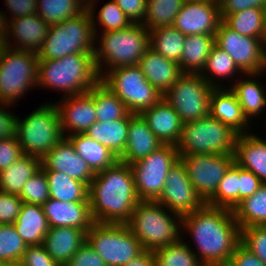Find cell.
Listing matches in <instances>:
<instances>
[{
  "instance_id": "cell-17",
  "label": "cell",
  "mask_w": 266,
  "mask_h": 266,
  "mask_svg": "<svg viewBox=\"0 0 266 266\" xmlns=\"http://www.w3.org/2000/svg\"><path fill=\"white\" fill-rule=\"evenodd\" d=\"M221 22L219 2L185 1L172 26L185 36L194 34L215 35Z\"/></svg>"
},
{
  "instance_id": "cell-2",
  "label": "cell",
  "mask_w": 266,
  "mask_h": 266,
  "mask_svg": "<svg viewBox=\"0 0 266 266\" xmlns=\"http://www.w3.org/2000/svg\"><path fill=\"white\" fill-rule=\"evenodd\" d=\"M95 223L126 224L140 201L131 166L118 160L94 175L88 193Z\"/></svg>"
},
{
  "instance_id": "cell-4",
  "label": "cell",
  "mask_w": 266,
  "mask_h": 266,
  "mask_svg": "<svg viewBox=\"0 0 266 266\" xmlns=\"http://www.w3.org/2000/svg\"><path fill=\"white\" fill-rule=\"evenodd\" d=\"M95 35L96 42L99 41L95 43L98 46L94 59L101 78L114 68L138 65L150 48V32L143 24L133 23L121 30L95 32Z\"/></svg>"
},
{
  "instance_id": "cell-18",
  "label": "cell",
  "mask_w": 266,
  "mask_h": 266,
  "mask_svg": "<svg viewBox=\"0 0 266 266\" xmlns=\"http://www.w3.org/2000/svg\"><path fill=\"white\" fill-rule=\"evenodd\" d=\"M61 117V130L67 137L76 133H85L96 121L94 106V86L81 95L61 97L56 101Z\"/></svg>"
},
{
  "instance_id": "cell-52",
  "label": "cell",
  "mask_w": 266,
  "mask_h": 266,
  "mask_svg": "<svg viewBox=\"0 0 266 266\" xmlns=\"http://www.w3.org/2000/svg\"><path fill=\"white\" fill-rule=\"evenodd\" d=\"M132 23L143 24L147 0H113Z\"/></svg>"
},
{
  "instance_id": "cell-56",
  "label": "cell",
  "mask_w": 266,
  "mask_h": 266,
  "mask_svg": "<svg viewBox=\"0 0 266 266\" xmlns=\"http://www.w3.org/2000/svg\"><path fill=\"white\" fill-rule=\"evenodd\" d=\"M221 14H232L250 8H266V0H218Z\"/></svg>"
},
{
  "instance_id": "cell-14",
  "label": "cell",
  "mask_w": 266,
  "mask_h": 266,
  "mask_svg": "<svg viewBox=\"0 0 266 266\" xmlns=\"http://www.w3.org/2000/svg\"><path fill=\"white\" fill-rule=\"evenodd\" d=\"M189 180L206 203L216 192L219 182L234 164V154H192L180 157Z\"/></svg>"
},
{
  "instance_id": "cell-29",
  "label": "cell",
  "mask_w": 266,
  "mask_h": 266,
  "mask_svg": "<svg viewBox=\"0 0 266 266\" xmlns=\"http://www.w3.org/2000/svg\"><path fill=\"white\" fill-rule=\"evenodd\" d=\"M17 233L27 245L43 244L49 231V223L42 205L23 203L20 213L13 223Z\"/></svg>"
},
{
  "instance_id": "cell-42",
  "label": "cell",
  "mask_w": 266,
  "mask_h": 266,
  "mask_svg": "<svg viewBox=\"0 0 266 266\" xmlns=\"http://www.w3.org/2000/svg\"><path fill=\"white\" fill-rule=\"evenodd\" d=\"M183 238L153 251L156 266H205Z\"/></svg>"
},
{
  "instance_id": "cell-43",
  "label": "cell",
  "mask_w": 266,
  "mask_h": 266,
  "mask_svg": "<svg viewBox=\"0 0 266 266\" xmlns=\"http://www.w3.org/2000/svg\"><path fill=\"white\" fill-rule=\"evenodd\" d=\"M185 0H147L143 25L148 30L172 26Z\"/></svg>"
},
{
  "instance_id": "cell-6",
  "label": "cell",
  "mask_w": 266,
  "mask_h": 266,
  "mask_svg": "<svg viewBox=\"0 0 266 266\" xmlns=\"http://www.w3.org/2000/svg\"><path fill=\"white\" fill-rule=\"evenodd\" d=\"M16 138L24 155L42 159L64 138L56 103H43L24 119L18 117Z\"/></svg>"
},
{
  "instance_id": "cell-13",
  "label": "cell",
  "mask_w": 266,
  "mask_h": 266,
  "mask_svg": "<svg viewBox=\"0 0 266 266\" xmlns=\"http://www.w3.org/2000/svg\"><path fill=\"white\" fill-rule=\"evenodd\" d=\"M213 89L200 74H182L163 98L185 124L209 114Z\"/></svg>"
},
{
  "instance_id": "cell-24",
  "label": "cell",
  "mask_w": 266,
  "mask_h": 266,
  "mask_svg": "<svg viewBox=\"0 0 266 266\" xmlns=\"http://www.w3.org/2000/svg\"><path fill=\"white\" fill-rule=\"evenodd\" d=\"M162 145L142 116L130 113L127 144L119 160L131 165L147 157Z\"/></svg>"
},
{
  "instance_id": "cell-20",
  "label": "cell",
  "mask_w": 266,
  "mask_h": 266,
  "mask_svg": "<svg viewBox=\"0 0 266 266\" xmlns=\"http://www.w3.org/2000/svg\"><path fill=\"white\" fill-rule=\"evenodd\" d=\"M49 28L50 25L38 14L10 19L5 46L38 52L48 35ZM13 44H15L14 47Z\"/></svg>"
},
{
  "instance_id": "cell-33",
  "label": "cell",
  "mask_w": 266,
  "mask_h": 266,
  "mask_svg": "<svg viewBox=\"0 0 266 266\" xmlns=\"http://www.w3.org/2000/svg\"><path fill=\"white\" fill-rule=\"evenodd\" d=\"M238 73L244 75V73L237 67L234 59L223 49L219 48L216 44H214L207 58L204 70L200 75L212 87L226 88V86H223L222 82L220 83L219 81L225 79L227 82V80L229 79L228 82L229 84L231 82L232 86L234 84L232 81L235 82L237 80L236 78L238 77L235 76L238 75Z\"/></svg>"
},
{
  "instance_id": "cell-57",
  "label": "cell",
  "mask_w": 266,
  "mask_h": 266,
  "mask_svg": "<svg viewBox=\"0 0 266 266\" xmlns=\"http://www.w3.org/2000/svg\"><path fill=\"white\" fill-rule=\"evenodd\" d=\"M228 266H266L255 254L250 252L241 243L236 247L231 255Z\"/></svg>"
},
{
  "instance_id": "cell-7",
  "label": "cell",
  "mask_w": 266,
  "mask_h": 266,
  "mask_svg": "<svg viewBox=\"0 0 266 266\" xmlns=\"http://www.w3.org/2000/svg\"><path fill=\"white\" fill-rule=\"evenodd\" d=\"M96 35L91 15L86 9L83 13L50 25L37 55L39 59H60L75 53H94Z\"/></svg>"
},
{
  "instance_id": "cell-40",
  "label": "cell",
  "mask_w": 266,
  "mask_h": 266,
  "mask_svg": "<svg viewBox=\"0 0 266 266\" xmlns=\"http://www.w3.org/2000/svg\"><path fill=\"white\" fill-rule=\"evenodd\" d=\"M97 1L98 0L87 1V9L92 18L94 32H98V26L103 28L100 32H108L121 30L133 24L113 0L101 6L97 15L95 12L96 7H98L96 6L97 4H95ZM96 19L99 21L98 24L96 23Z\"/></svg>"
},
{
  "instance_id": "cell-8",
  "label": "cell",
  "mask_w": 266,
  "mask_h": 266,
  "mask_svg": "<svg viewBox=\"0 0 266 266\" xmlns=\"http://www.w3.org/2000/svg\"><path fill=\"white\" fill-rule=\"evenodd\" d=\"M237 133L210 114L183 124L177 144L179 156L192 154H234Z\"/></svg>"
},
{
  "instance_id": "cell-27",
  "label": "cell",
  "mask_w": 266,
  "mask_h": 266,
  "mask_svg": "<svg viewBox=\"0 0 266 266\" xmlns=\"http://www.w3.org/2000/svg\"><path fill=\"white\" fill-rule=\"evenodd\" d=\"M235 163L253 172L266 183V139L256 133L237 135L234 151Z\"/></svg>"
},
{
  "instance_id": "cell-45",
  "label": "cell",
  "mask_w": 266,
  "mask_h": 266,
  "mask_svg": "<svg viewBox=\"0 0 266 266\" xmlns=\"http://www.w3.org/2000/svg\"><path fill=\"white\" fill-rule=\"evenodd\" d=\"M26 248L14 224H0V264H19Z\"/></svg>"
},
{
  "instance_id": "cell-36",
  "label": "cell",
  "mask_w": 266,
  "mask_h": 266,
  "mask_svg": "<svg viewBox=\"0 0 266 266\" xmlns=\"http://www.w3.org/2000/svg\"><path fill=\"white\" fill-rule=\"evenodd\" d=\"M266 8H250L232 14H221L222 21L233 31L263 40Z\"/></svg>"
},
{
  "instance_id": "cell-15",
  "label": "cell",
  "mask_w": 266,
  "mask_h": 266,
  "mask_svg": "<svg viewBox=\"0 0 266 266\" xmlns=\"http://www.w3.org/2000/svg\"><path fill=\"white\" fill-rule=\"evenodd\" d=\"M215 44L234 59L244 74L266 72L262 39L241 35L222 21L215 33Z\"/></svg>"
},
{
  "instance_id": "cell-1",
  "label": "cell",
  "mask_w": 266,
  "mask_h": 266,
  "mask_svg": "<svg viewBox=\"0 0 266 266\" xmlns=\"http://www.w3.org/2000/svg\"><path fill=\"white\" fill-rule=\"evenodd\" d=\"M181 233H188L193 239L197 249L191 248L205 266L228 265L241 243V229L233 210L206 204L182 216Z\"/></svg>"
},
{
  "instance_id": "cell-51",
  "label": "cell",
  "mask_w": 266,
  "mask_h": 266,
  "mask_svg": "<svg viewBox=\"0 0 266 266\" xmlns=\"http://www.w3.org/2000/svg\"><path fill=\"white\" fill-rule=\"evenodd\" d=\"M23 155L16 137L0 139V171L6 169Z\"/></svg>"
},
{
  "instance_id": "cell-37",
  "label": "cell",
  "mask_w": 266,
  "mask_h": 266,
  "mask_svg": "<svg viewBox=\"0 0 266 266\" xmlns=\"http://www.w3.org/2000/svg\"><path fill=\"white\" fill-rule=\"evenodd\" d=\"M233 213L240 229L266 225V183L252 196L240 201Z\"/></svg>"
},
{
  "instance_id": "cell-26",
  "label": "cell",
  "mask_w": 266,
  "mask_h": 266,
  "mask_svg": "<svg viewBox=\"0 0 266 266\" xmlns=\"http://www.w3.org/2000/svg\"><path fill=\"white\" fill-rule=\"evenodd\" d=\"M138 66L146 80L161 95H164L183 74L177 62L165 58L151 48L144 53Z\"/></svg>"
},
{
  "instance_id": "cell-28",
  "label": "cell",
  "mask_w": 266,
  "mask_h": 266,
  "mask_svg": "<svg viewBox=\"0 0 266 266\" xmlns=\"http://www.w3.org/2000/svg\"><path fill=\"white\" fill-rule=\"evenodd\" d=\"M265 73L244 74L242 79L237 78L232 86L227 85V88L229 86L236 94L243 114L251 123L252 118L261 117V113L263 115L266 110V86L257 80L263 74L265 76Z\"/></svg>"
},
{
  "instance_id": "cell-11",
  "label": "cell",
  "mask_w": 266,
  "mask_h": 266,
  "mask_svg": "<svg viewBox=\"0 0 266 266\" xmlns=\"http://www.w3.org/2000/svg\"><path fill=\"white\" fill-rule=\"evenodd\" d=\"M101 82L118 96L133 114H140L163 97L146 80L138 65L114 68L101 78Z\"/></svg>"
},
{
  "instance_id": "cell-16",
  "label": "cell",
  "mask_w": 266,
  "mask_h": 266,
  "mask_svg": "<svg viewBox=\"0 0 266 266\" xmlns=\"http://www.w3.org/2000/svg\"><path fill=\"white\" fill-rule=\"evenodd\" d=\"M156 201L181 216L199 210L206 204L194 189L180 159L169 170L162 194Z\"/></svg>"
},
{
  "instance_id": "cell-59",
  "label": "cell",
  "mask_w": 266,
  "mask_h": 266,
  "mask_svg": "<svg viewBox=\"0 0 266 266\" xmlns=\"http://www.w3.org/2000/svg\"><path fill=\"white\" fill-rule=\"evenodd\" d=\"M5 11L0 10V38L6 39L9 28V20Z\"/></svg>"
},
{
  "instance_id": "cell-58",
  "label": "cell",
  "mask_w": 266,
  "mask_h": 266,
  "mask_svg": "<svg viewBox=\"0 0 266 266\" xmlns=\"http://www.w3.org/2000/svg\"><path fill=\"white\" fill-rule=\"evenodd\" d=\"M124 266H156L153 251L144 250L136 258L130 260Z\"/></svg>"
},
{
  "instance_id": "cell-39",
  "label": "cell",
  "mask_w": 266,
  "mask_h": 266,
  "mask_svg": "<svg viewBox=\"0 0 266 266\" xmlns=\"http://www.w3.org/2000/svg\"><path fill=\"white\" fill-rule=\"evenodd\" d=\"M86 9V0H37L36 14L47 24L53 25L73 18Z\"/></svg>"
},
{
  "instance_id": "cell-23",
  "label": "cell",
  "mask_w": 266,
  "mask_h": 266,
  "mask_svg": "<svg viewBox=\"0 0 266 266\" xmlns=\"http://www.w3.org/2000/svg\"><path fill=\"white\" fill-rule=\"evenodd\" d=\"M42 208L50 227L90 229L95 223L89 202H61L49 198Z\"/></svg>"
},
{
  "instance_id": "cell-41",
  "label": "cell",
  "mask_w": 266,
  "mask_h": 266,
  "mask_svg": "<svg viewBox=\"0 0 266 266\" xmlns=\"http://www.w3.org/2000/svg\"><path fill=\"white\" fill-rule=\"evenodd\" d=\"M94 106L100 122L125 118L130 114L123 101L101 81L94 86Z\"/></svg>"
},
{
  "instance_id": "cell-46",
  "label": "cell",
  "mask_w": 266,
  "mask_h": 266,
  "mask_svg": "<svg viewBox=\"0 0 266 266\" xmlns=\"http://www.w3.org/2000/svg\"><path fill=\"white\" fill-rule=\"evenodd\" d=\"M19 196L23 203L37 205H43L50 198L47 177L41 168L23 185Z\"/></svg>"
},
{
  "instance_id": "cell-9",
  "label": "cell",
  "mask_w": 266,
  "mask_h": 266,
  "mask_svg": "<svg viewBox=\"0 0 266 266\" xmlns=\"http://www.w3.org/2000/svg\"><path fill=\"white\" fill-rule=\"evenodd\" d=\"M37 52L5 47L0 57V103L16 105L38 81Z\"/></svg>"
},
{
  "instance_id": "cell-62",
  "label": "cell",
  "mask_w": 266,
  "mask_h": 266,
  "mask_svg": "<svg viewBox=\"0 0 266 266\" xmlns=\"http://www.w3.org/2000/svg\"><path fill=\"white\" fill-rule=\"evenodd\" d=\"M189 2H218L217 0H185Z\"/></svg>"
},
{
  "instance_id": "cell-25",
  "label": "cell",
  "mask_w": 266,
  "mask_h": 266,
  "mask_svg": "<svg viewBox=\"0 0 266 266\" xmlns=\"http://www.w3.org/2000/svg\"><path fill=\"white\" fill-rule=\"evenodd\" d=\"M89 229L50 227L43 246L60 266H65L76 251L87 241Z\"/></svg>"
},
{
  "instance_id": "cell-19",
  "label": "cell",
  "mask_w": 266,
  "mask_h": 266,
  "mask_svg": "<svg viewBox=\"0 0 266 266\" xmlns=\"http://www.w3.org/2000/svg\"><path fill=\"white\" fill-rule=\"evenodd\" d=\"M41 169L66 173L88 186L95 175L66 137L41 159Z\"/></svg>"
},
{
  "instance_id": "cell-55",
  "label": "cell",
  "mask_w": 266,
  "mask_h": 266,
  "mask_svg": "<svg viewBox=\"0 0 266 266\" xmlns=\"http://www.w3.org/2000/svg\"><path fill=\"white\" fill-rule=\"evenodd\" d=\"M9 16L7 19H16L19 17L30 16L36 14L37 0H4Z\"/></svg>"
},
{
  "instance_id": "cell-48",
  "label": "cell",
  "mask_w": 266,
  "mask_h": 266,
  "mask_svg": "<svg viewBox=\"0 0 266 266\" xmlns=\"http://www.w3.org/2000/svg\"><path fill=\"white\" fill-rule=\"evenodd\" d=\"M22 204L23 201L19 195L0 191V224H13Z\"/></svg>"
},
{
  "instance_id": "cell-61",
  "label": "cell",
  "mask_w": 266,
  "mask_h": 266,
  "mask_svg": "<svg viewBox=\"0 0 266 266\" xmlns=\"http://www.w3.org/2000/svg\"><path fill=\"white\" fill-rule=\"evenodd\" d=\"M5 47H6L5 46V39L0 38V57H1L2 51L4 50Z\"/></svg>"
},
{
  "instance_id": "cell-3",
  "label": "cell",
  "mask_w": 266,
  "mask_h": 266,
  "mask_svg": "<svg viewBox=\"0 0 266 266\" xmlns=\"http://www.w3.org/2000/svg\"><path fill=\"white\" fill-rule=\"evenodd\" d=\"M101 81L94 53H75L60 59H39L37 88L53 89L62 97L87 93Z\"/></svg>"
},
{
  "instance_id": "cell-47",
  "label": "cell",
  "mask_w": 266,
  "mask_h": 266,
  "mask_svg": "<svg viewBox=\"0 0 266 266\" xmlns=\"http://www.w3.org/2000/svg\"><path fill=\"white\" fill-rule=\"evenodd\" d=\"M241 244L266 265V225L241 229Z\"/></svg>"
},
{
  "instance_id": "cell-44",
  "label": "cell",
  "mask_w": 266,
  "mask_h": 266,
  "mask_svg": "<svg viewBox=\"0 0 266 266\" xmlns=\"http://www.w3.org/2000/svg\"><path fill=\"white\" fill-rule=\"evenodd\" d=\"M238 204L239 165L234 162L219 182L215 194L206 202V205L234 210Z\"/></svg>"
},
{
  "instance_id": "cell-54",
  "label": "cell",
  "mask_w": 266,
  "mask_h": 266,
  "mask_svg": "<svg viewBox=\"0 0 266 266\" xmlns=\"http://www.w3.org/2000/svg\"><path fill=\"white\" fill-rule=\"evenodd\" d=\"M13 106L12 104L0 103V139L16 137L18 116L11 110H7Z\"/></svg>"
},
{
  "instance_id": "cell-12",
  "label": "cell",
  "mask_w": 266,
  "mask_h": 266,
  "mask_svg": "<svg viewBox=\"0 0 266 266\" xmlns=\"http://www.w3.org/2000/svg\"><path fill=\"white\" fill-rule=\"evenodd\" d=\"M179 159L177 146L163 144L147 157L130 165L140 200L156 201L159 198L169 170Z\"/></svg>"
},
{
  "instance_id": "cell-30",
  "label": "cell",
  "mask_w": 266,
  "mask_h": 266,
  "mask_svg": "<svg viewBox=\"0 0 266 266\" xmlns=\"http://www.w3.org/2000/svg\"><path fill=\"white\" fill-rule=\"evenodd\" d=\"M66 138L94 174L114 165L119 160L108 147L98 143L85 133H76Z\"/></svg>"
},
{
  "instance_id": "cell-34",
  "label": "cell",
  "mask_w": 266,
  "mask_h": 266,
  "mask_svg": "<svg viewBox=\"0 0 266 266\" xmlns=\"http://www.w3.org/2000/svg\"><path fill=\"white\" fill-rule=\"evenodd\" d=\"M41 168V159L23 155L0 171V191L19 195L23 185Z\"/></svg>"
},
{
  "instance_id": "cell-21",
  "label": "cell",
  "mask_w": 266,
  "mask_h": 266,
  "mask_svg": "<svg viewBox=\"0 0 266 266\" xmlns=\"http://www.w3.org/2000/svg\"><path fill=\"white\" fill-rule=\"evenodd\" d=\"M140 115L162 144L177 146L182 135L183 122L163 97Z\"/></svg>"
},
{
  "instance_id": "cell-50",
  "label": "cell",
  "mask_w": 266,
  "mask_h": 266,
  "mask_svg": "<svg viewBox=\"0 0 266 266\" xmlns=\"http://www.w3.org/2000/svg\"><path fill=\"white\" fill-rule=\"evenodd\" d=\"M65 266H106L104 260L86 241Z\"/></svg>"
},
{
  "instance_id": "cell-60",
  "label": "cell",
  "mask_w": 266,
  "mask_h": 266,
  "mask_svg": "<svg viewBox=\"0 0 266 266\" xmlns=\"http://www.w3.org/2000/svg\"><path fill=\"white\" fill-rule=\"evenodd\" d=\"M262 43H263L264 56H265V59H266V26H265V33H264V37H263Z\"/></svg>"
},
{
  "instance_id": "cell-63",
  "label": "cell",
  "mask_w": 266,
  "mask_h": 266,
  "mask_svg": "<svg viewBox=\"0 0 266 266\" xmlns=\"http://www.w3.org/2000/svg\"><path fill=\"white\" fill-rule=\"evenodd\" d=\"M0 266H20L19 264H0Z\"/></svg>"
},
{
  "instance_id": "cell-38",
  "label": "cell",
  "mask_w": 266,
  "mask_h": 266,
  "mask_svg": "<svg viewBox=\"0 0 266 266\" xmlns=\"http://www.w3.org/2000/svg\"><path fill=\"white\" fill-rule=\"evenodd\" d=\"M150 32V48L167 59L180 62L186 36L173 26L158 27Z\"/></svg>"
},
{
  "instance_id": "cell-31",
  "label": "cell",
  "mask_w": 266,
  "mask_h": 266,
  "mask_svg": "<svg viewBox=\"0 0 266 266\" xmlns=\"http://www.w3.org/2000/svg\"><path fill=\"white\" fill-rule=\"evenodd\" d=\"M215 35L194 34L186 36L179 64L183 74H201L207 62Z\"/></svg>"
},
{
  "instance_id": "cell-5",
  "label": "cell",
  "mask_w": 266,
  "mask_h": 266,
  "mask_svg": "<svg viewBox=\"0 0 266 266\" xmlns=\"http://www.w3.org/2000/svg\"><path fill=\"white\" fill-rule=\"evenodd\" d=\"M126 226L147 251L173 244L183 237L182 216L157 201L140 200Z\"/></svg>"
},
{
  "instance_id": "cell-10",
  "label": "cell",
  "mask_w": 266,
  "mask_h": 266,
  "mask_svg": "<svg viewBox=\"0 0 266 266\" xmlns=\"http://www.w3.org/2000/svg\"><path fill=\"white\" fill-rule=\"evenodd\" d=\"M87 242L106 266H124L144 251L126 224L94 223L87 231Z\"/></svg>"
},
{
  "instance_id": "cell-35",
  "label": "cell",
  "mask_w": 266,
  "mask_h": 266,
  "mask_svg": "<svg viewBox=\"0 0 266 266\" xmlns=\"http://www.w3.org/2000/svg\"><path fill=\"white\" fill-rule=\"evenodd\" d=\"M47 177L51 199L61 202H89V186L72 179L66 173L55 170H43Z\"/></svg>"
},
{
  "instance_id": "cell-53",
  "label": "cell",
  "mask_w": 266,
  "mask_h": 266,
  "mask_svg": "<svg viewBox=\"0 0 266 266\" xmlns=\"http://www.w3.org/2000/svg\"><path fill=\"white\" fill-rule=\"evenodd\" d=\"M262 184L253 172L239 166V203L244 198L252 196Z\"/></svg>"
},
{
  "instance_id": "cell-32",
  "label": "cell",
  "mask_w": 266,
  "mask_h": 266,
  "mask_svg": "<svg viewBox=\"0 0 266 266\" xmlns=\"http://www.w3.org/2000/svg\"><path fill=\"white\" fill-rule=\"evenodd\" d=\"M129 122L130 114L125 118L109 122L96 121L85 134L108 147L120 158L127 144Z\"/></svg>"
},
{
  "instance_id": "cell-22",
  "label": "cell",
  "mask_w": 266,
  "mask_h": 266,
  "mask_svg": "<svg viewBox=\"0 0 266 266\" xmlns=\"http://www.w3.org/2000/svg\"><path fill=\"white\" fill-rule=\"evenodd\" d=\"M209 114L228 125L238 135L251 133L253 126L243 114L236 94L231 88H214L210 96ZM250 131V132H248Z\"/></svg>"
},
{
  "instance_id": "cell-49",
  "label": "cell",
  "mask_w": 266,
  "mask_h": 266,
  "mask_svg": "<svg viewBox=\"0 0 266 266\" xmlns=\"http://www.w3.org/2000/svg\"><path fill=\"white\" fill-rule=\"evenodd\" d=\"M20 266H60L46 251L43 244L27 245Z\"/></svg>"
}]
</instances>
